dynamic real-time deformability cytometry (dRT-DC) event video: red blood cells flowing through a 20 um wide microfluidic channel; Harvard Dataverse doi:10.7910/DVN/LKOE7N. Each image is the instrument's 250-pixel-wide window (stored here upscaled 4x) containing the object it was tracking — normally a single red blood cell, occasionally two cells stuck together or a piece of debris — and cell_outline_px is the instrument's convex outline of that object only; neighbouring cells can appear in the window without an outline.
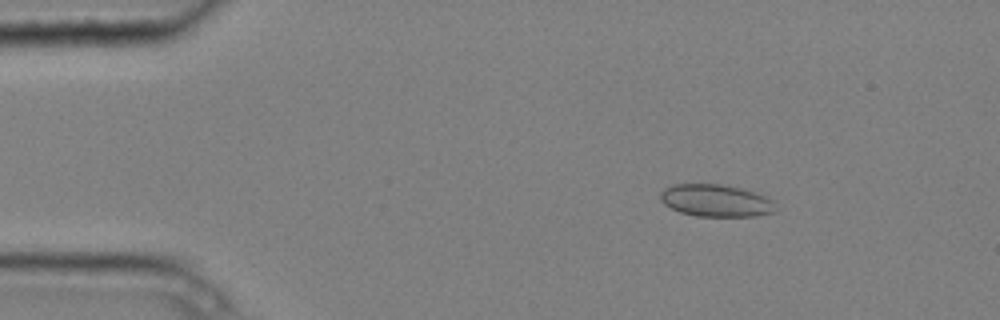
{"species": "common noctule bat (a hibernating species)", "species_latin": "Nyctalus noctula", "temperature_condition": "cold", "stored_images_in_passage": 5, "camera_frame_rate_fps": 3000, "um_per_image_px": 0.085, "animal": {"sex": "male", "body_mass_g": 20.4}, "frame": {"image": 1, "passage_image": 3, "time_ms": 0.667, "image_size_px": [1000, 320], "cell_outline_px": [[776, 208], [772, 212], [756, 216], [696, 216], [680, 212], [664, 204], [660, 200], [660, 192], [664, 188], [672, 184], [720, 184], [740, 188], [768, 196], [772, 200]], "centroid_in_image_um": [60.83, 17.04], "position_along_channel_um": 24.2, "area_um2": 21.68}}